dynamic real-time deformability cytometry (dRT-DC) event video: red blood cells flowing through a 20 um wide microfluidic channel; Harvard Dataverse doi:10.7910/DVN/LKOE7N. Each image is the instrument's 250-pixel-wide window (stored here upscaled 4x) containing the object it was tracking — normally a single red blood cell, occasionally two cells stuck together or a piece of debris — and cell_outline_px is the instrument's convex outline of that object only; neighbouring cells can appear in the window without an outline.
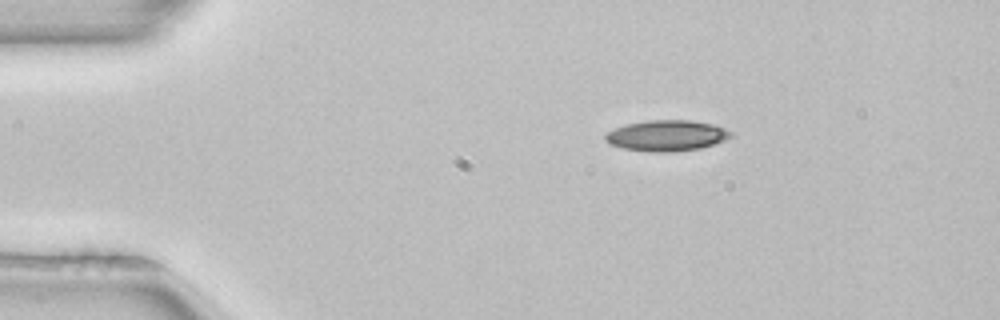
{"species": "common noctule bat (a hibernating species)", "species_latin": "Nyctalus noctula", "temperature_condition": "room temperature", "stored_images_in_passage": 43, "camera_frame_rate_fps": 3000, "um_per_image_px": 0.085, "animal": {"sex": "female", "body_mass_g": 22.7, "forearm_length_mm": 54.2}, "frame": {"image": 1, "passage_image": 1, "time_ms": 0.0, "image_size_px": [1000, 320], "cell_outline_px": [[732, 136], [724, 140], [700, 148], [672, 152], [652, 152], [624, 148], [608, 144], [604, 140], [604, 136], [608, 132], [624, 124], [648, 120], [692, 120], [712, 124], [724, 128], [732, 132]], "centroid_in_image_um": [56.64, 11.52], "position_along_channel_um": 28.4, "area_um2": 22.54}}
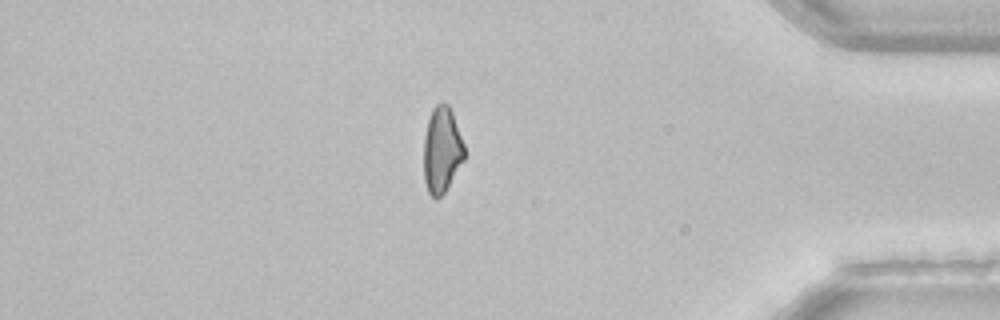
{"frame": {"image": 2, "passage_image": 36, "time_ms": 11.667, "image_size_px": [1000, 320], "cell_outline_px": [[464, 160], [444, 192], [436, 200], [428, 192], [424, 180], [424, 136], [428, 120], [432, 108], [436, 104], [448, 104], [452, 112], [464, 144]], "centroid_in_image_um": [37.54, 12.75], "position_along_channel_um": 397.7, "area_um2": 20.17}}
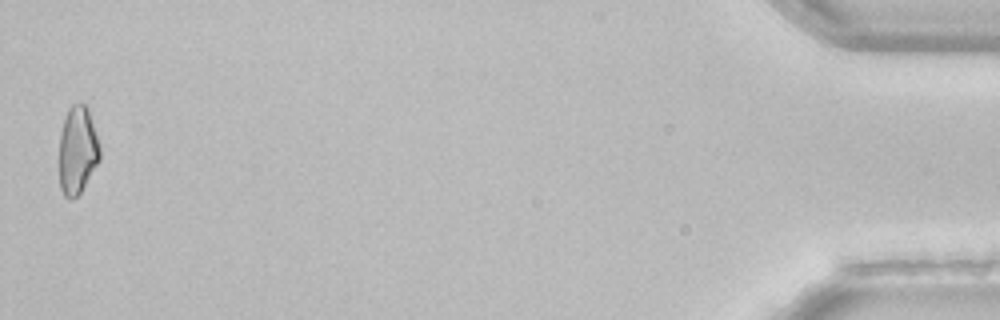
{"frame": {"image": 3, "passage_image": 43, "time_ms": 14.0, "image_size_px": [1000, 320], "cell_outline_px": [[100, 160], [80, 192], [72, 200], [68, 200], [64, 196], [60, 188], [60, 132], [64, 116], [68, 108], [72, 104], [80, 100], [88, 108], [100, 144]], "centroid_in_image_um": [6.59, 12.73], "position_along_channel_um": 428.6, "area_um2": 21.1}}